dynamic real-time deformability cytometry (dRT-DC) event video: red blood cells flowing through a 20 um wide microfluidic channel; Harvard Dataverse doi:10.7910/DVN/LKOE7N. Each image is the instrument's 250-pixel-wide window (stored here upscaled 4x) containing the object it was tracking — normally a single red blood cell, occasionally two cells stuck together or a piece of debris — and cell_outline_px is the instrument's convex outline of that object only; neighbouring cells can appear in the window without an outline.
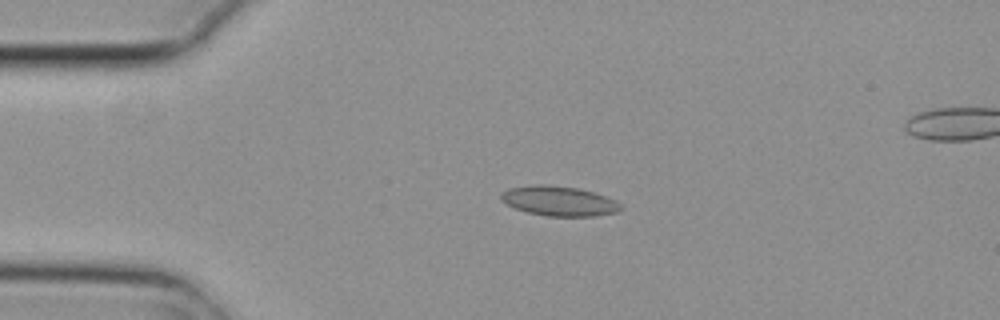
{"species": "common noctule bat (a hibernating species)", "species_latin": "Nyctalus noctula", "temperature_condition": "cold", "stored_images_in_passage": 3, "camera_frame_rate_fps": 3000, "um_per_image_px": 0.085, "animal": {"sex": "female", "body_mass_g": 29.2, "forearm_length_mm": 56.3}, "frame": {"image": 1, "passage_image": 1, "time_ms": 0.0, "image_size_px": [1000, 320], "cell_outline_px": [[624, 208], [616, 212], [596, 216], [548, 216], [528, 212], [504, 204], [500, 200], [500, 192], [508, 188], [536, 184], [544, 184], [576, 188], [592, 192], [616, 200]], "centroid_in_image_um": [47.48, 17.08], "position_along_channel_um": 37.5, "area_um2": 20.81}}